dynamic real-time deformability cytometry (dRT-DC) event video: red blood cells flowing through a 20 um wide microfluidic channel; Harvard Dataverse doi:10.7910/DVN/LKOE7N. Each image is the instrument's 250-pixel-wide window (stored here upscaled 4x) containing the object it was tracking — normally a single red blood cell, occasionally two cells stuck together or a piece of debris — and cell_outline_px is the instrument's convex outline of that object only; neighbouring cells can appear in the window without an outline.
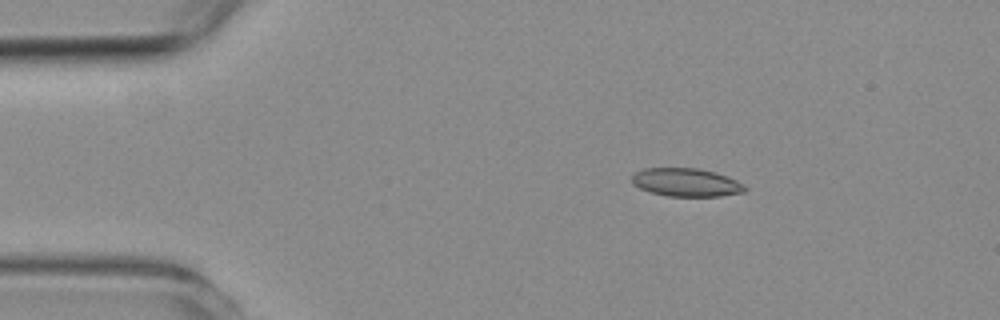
{"species": "common noctule bat (a hibernating species)", "species_latin": "Nyctalus noctula", "temperature_condition": "room temperature", "stored_images_in_passage": 3, "camera_frame_rate_fps": 3000, "um_per_image_px": 0.085, "animal": {"sex": "female", "body_mass_g": 19.3, "forearm_length_mm": 54.1}, "frame": {"image": 1, "passage_image": 1, "time_ms": 0.0, "image_size_px": [1000, 320], "cell_outline_px": [[748, 188], [744, 192], [720, 196], [668, 196], [648, 192], [632, 184], [632, 176], [636, 172], [644, 168], [700, 168], [716, 172], [728, 176], [744, 184]], "centroid_in_image_um": [58.34, 15.5], "position_along_channel_um": 26.7, "area_um2": 18.79}}
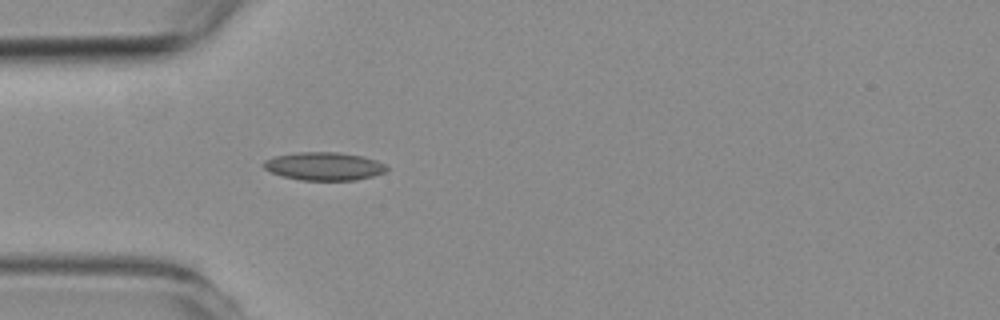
{"frame": {"image": 2, "passage_image": 3, "time_ms": 2.333, "image_size_px": [1000, 320], "cell_outline_px": [[388, 172], [356, 180], [300, 180], [280, 176], [264, 168], [260, 164], [264, 160], [272, 156], [296, 152], [340, 152], [360, 156], [376, 160], [384, 164], [388, 168]], "centroid_in_image_um": [27.5, 14.13], "position_along_channel_um": 57.5, "area_um2": 20.4}}